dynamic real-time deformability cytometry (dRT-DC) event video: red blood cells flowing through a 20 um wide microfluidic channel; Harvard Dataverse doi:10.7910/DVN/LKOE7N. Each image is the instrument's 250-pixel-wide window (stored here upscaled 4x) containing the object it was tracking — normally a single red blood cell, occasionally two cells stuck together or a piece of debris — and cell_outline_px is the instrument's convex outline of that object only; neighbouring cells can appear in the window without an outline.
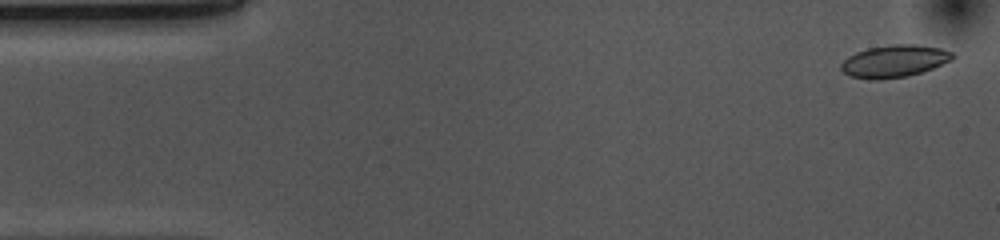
{"species": "common noctule bat (a hibernating species)", "species_latin": "Nyctalus noctula", "temperature_condition": "cold", "stored_images_in_passage": 53, "camera_frame_rate_fps": 3000, "um_per_image_px": 0.085, "animal": {"sex": "female", "body_mass_g": 10.0, "forearm_length_mm": 53.1}, "frame": {"image": 1, "passage_image": 2, "time_ms": 0.333, "image_size_px": [1000, 240], "cell_outline_px": [[956, 56], [952, 60], [932, 68], [920, 72], [904, 76], [880, 80], [872, 80], [852, 76], [844, 72], [840, 68], [840, 64], [848, 56], [856, 52], [868, 48], [892, 44], [916, 44], [940, 48], [952, 52]], "centroid_in_image_um": [76.01, 5.19], "position_along_channel_um": 9.0, "area_um2": 20.87}}
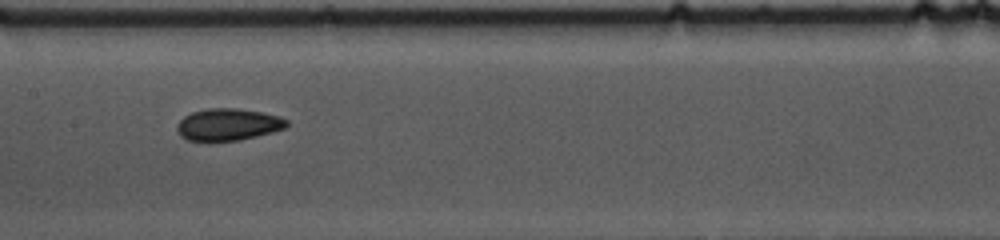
{"frame": {"image": 2, "passage_image": 25, "time_ms": 8.0, "image_size_px": [1000, 240], "cell_outline_px": [[288, 124], [284, 128], [272, 132], [240, 140], [212, 144], [188, 140], [180, 136], [176, 128], [176, 124], [184, 116], [192, 112], [208, 108], [236, 108], [260, 112], [280, 116], [288, 120]], "centroid_in_image_um": [19.33, 10.62], "position_along_channel_um": 188.1, "area_um2": 21.04}}
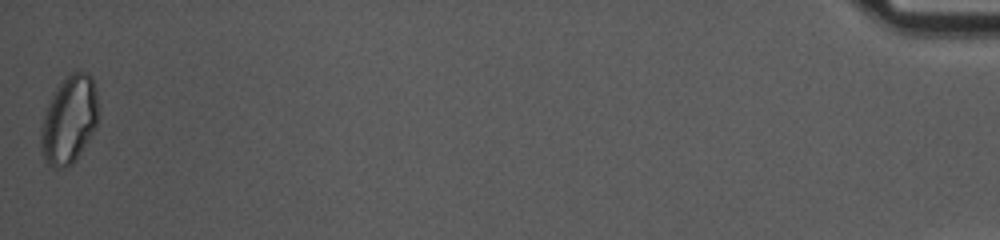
{"frame": {"image": 3, "passage_image": 53, "time_ms": 17.333, "image_size_px": [1000, 240], "cell_outline_px": [[96, 124], [92, 132], [76, 160], [72, 164], [64, 168], [56, 168], [48, 164], [40, 152], [40, 128], [48, 104], [52, 96], [60, 84], [72, 72], [88, 72], [92, 76], [96, 88]], "centroid_in_image_um": [5.85, 10.21], "position_along_channel_um": 429.4, "area_um2": 28.9}, "authors_computed_cell_mechanics": {"area_um2": 20.3456, "velocity_mm_per_s": 3.6871, "shape_relaxation_time_tau1_ms": 4.5275, "shape_relaxation_time_tau2_ms": 2.6537, "deformation_change_tau1": 0.0891, "deformation_change_tau2": 0.0616}}